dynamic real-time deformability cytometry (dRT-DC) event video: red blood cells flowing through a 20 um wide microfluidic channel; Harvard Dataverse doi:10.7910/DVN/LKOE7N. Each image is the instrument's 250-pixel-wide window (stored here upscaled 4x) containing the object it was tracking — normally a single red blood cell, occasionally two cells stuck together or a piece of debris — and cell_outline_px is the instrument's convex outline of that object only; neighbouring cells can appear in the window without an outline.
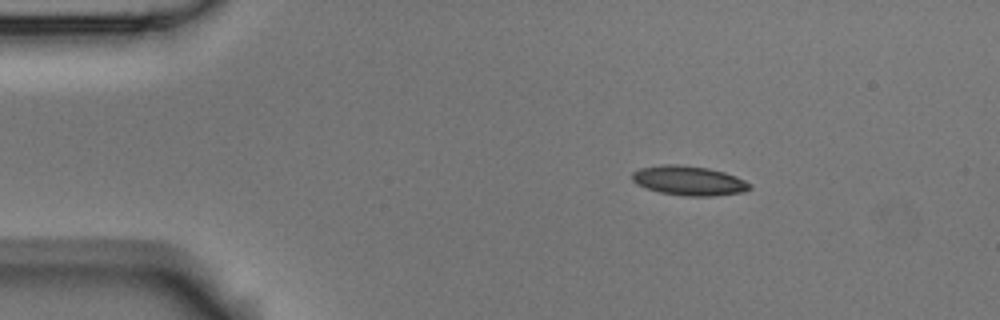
{"species": "Egyptian fruit bat (a non-hibernating species)", "species_latin": "Rousettus aegyptiacus", "temperature_condition": "room temperature", "stored_images_in_passage": 4, "camera_frame_rate_fps": 3000, "um_per_image_px": 0.085, "animal": {"sex": "male"}, "frame": {"image": 1, "passage_image": 2, "time_ms": 1.333, "image_size_px": [1000, 320], "cell_outline_px": [[752, 188], [744, 192], [712, 196], [684, 196], [660, 192], [636, 184], [632, 180], [632, 172], [640, 168], [664, 164], [680, 164], [708, 168], [724, 172], [736, 176], [752, 184]], "centroid_in_image_um": [58.57, 15.35], "position_along_channel_um": 26.4, "area_um2": 20.29}}